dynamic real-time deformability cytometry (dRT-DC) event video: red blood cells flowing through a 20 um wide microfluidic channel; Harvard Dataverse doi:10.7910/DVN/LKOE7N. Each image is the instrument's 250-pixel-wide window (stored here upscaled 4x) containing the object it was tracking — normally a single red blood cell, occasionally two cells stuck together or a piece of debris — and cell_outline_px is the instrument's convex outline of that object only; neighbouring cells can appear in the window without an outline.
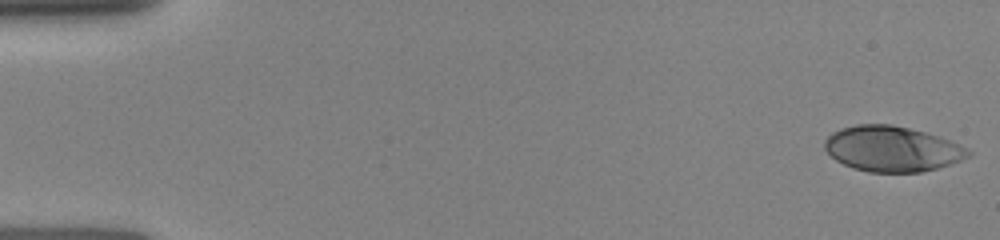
{"species": "human", "species_latin": "Homo sapiens", "temperature_condition": "room temperature", "stored_images_in_passage": 47, "camera_frame_rate_fps": 3000, "um_per_image_px": 0.085, "donor": {"sex": "female"}, "frame": {"image": 1, "passage_image": 1, "time_ms": 0.0, "image_size_px": [1000, 240], "cell_outline_px": [[972, 156], [936, 168], [920, 172], [868, 172], [852, 168], [836, 160], [824, 148], [824, 140], [832, 132], [840, 128], [856, 124], [892, 124], [940, 136], [960, 144], [968, 148], [972, 152]], "centroid_in_image_um": [75.82, 12.64], "position_along_channel_um": 9.2, "area_um2": 38.09}}
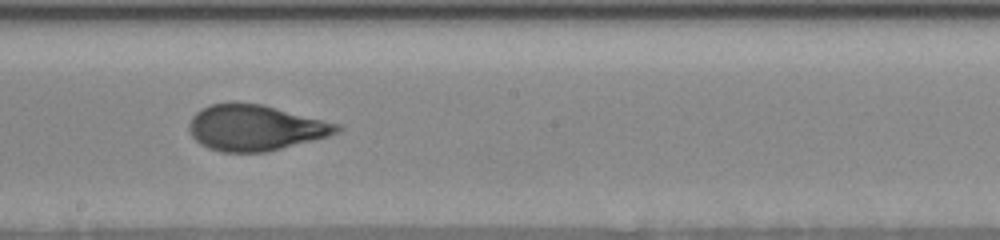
{"frame": {"image": 2, "passage_image": 24, "time_ms": 8.667, "image_size_px": [1000, 240], "cell_outline_px": [[344, 128], [340, 132], [328, 136], [264, 152], [220, 152], [208, 148], [200, 144], [192, 136], [188, 128], [188, 124], [192, 116], [200, 108], [212, 104], [232, 100], [236, 100], [264, 104], [344, 124]], "centroid_in_image_um": [21.72, 10.81], "position_along_channel_um": 226.5, "area_um2": 40.34}}
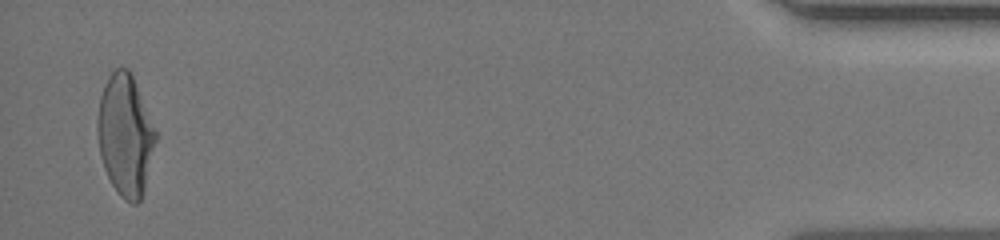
{"frame": {"image": 3, "passage_image": 45, "time_ms": 15.333, "image_size_px": [1000, 240], "cell_outline_px": [[156, 140], [144, 188], [140, 200], [136, 204], [132, 204], [124, 200], [120, 196], [112, 184], [104, 168], [100, 156], [96, 132], [96, 124], [100, 96], [104, 84], [108, 76], [116, 68], [128, 68], [132, 76], [156, 132]], "centroid_in_image_um": [10.61, 11.49], "position_along_channel_um": 424.6, "area_um2": 40.69}}